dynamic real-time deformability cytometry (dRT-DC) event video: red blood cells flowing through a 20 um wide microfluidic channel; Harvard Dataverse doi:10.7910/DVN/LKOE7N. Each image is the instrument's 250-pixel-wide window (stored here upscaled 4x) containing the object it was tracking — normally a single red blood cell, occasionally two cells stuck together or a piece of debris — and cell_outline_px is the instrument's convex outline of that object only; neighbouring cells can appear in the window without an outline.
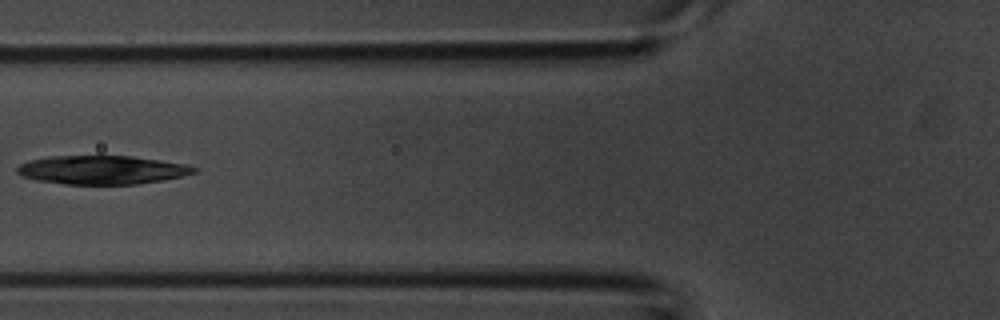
{"species": "common noctule bat (a hibernating species)", "species_latin": "Nyctalus noctula", "temperature_condition": "room temperature", "stored_images_in_passage": 3, "camera_frame_rate_fps": 3000, "um_per_image_px": 0.085, "animal": {"sex": "male", "body_mass_g": 20.1, "forearm_length_mm": 53.5}, "frame": {"image": 1, "passage_image": 3, "time_ms": 0.667, "image_size_px": [1000, 320], "cell_outline_px": [[196, 172], [164, 180], [136, 184], [64, 184], [36, 180], [20, 176], [16, 172], [16, 168], [20, 164], [28, 160], [48, 156], [132, 156], [188, 164], [196, 168]], "centroid_in_image_um": [8.62, 14.44], "position_along_channel_um": 117.2, "area_um2": 29.65}}